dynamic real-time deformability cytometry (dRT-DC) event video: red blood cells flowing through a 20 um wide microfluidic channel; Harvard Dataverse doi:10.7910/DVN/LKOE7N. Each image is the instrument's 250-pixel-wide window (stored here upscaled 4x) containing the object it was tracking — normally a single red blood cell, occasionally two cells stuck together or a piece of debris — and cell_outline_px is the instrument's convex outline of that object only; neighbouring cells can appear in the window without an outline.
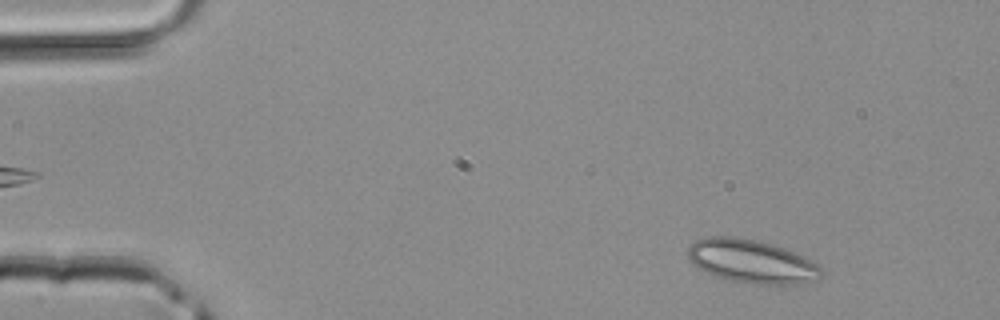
{"species": "common noctule bat (a hibernating species)", "species_latin": "Nyctalus noctula", "temperature_condition": "room temperature", "stored_images_in_passage": 42, "camera_frame_rate_fps": 3000, "um_per_image_px": 0.085, "animal": {"sex": "male", "body_mass_g": 20.4}, "frame": {"image": 1, "passage_image": 3, "time_ms": 0.667, "image_size_px": [1000, 320], "cell_outline_px": [[824, 272], [820, 280], [804, 284], [756, 284], [724, 280], [692, 264], [688, 260], [688, 248], [696, 240], [708, 236], [736, 236], [756, 240], [772, 244], [784, 248], [804, 256], [816, 264]], "centroid_in_image_um": [63.91, 22.23], "position_along_channel_um": 21.1, "area_um2": 34.1}}
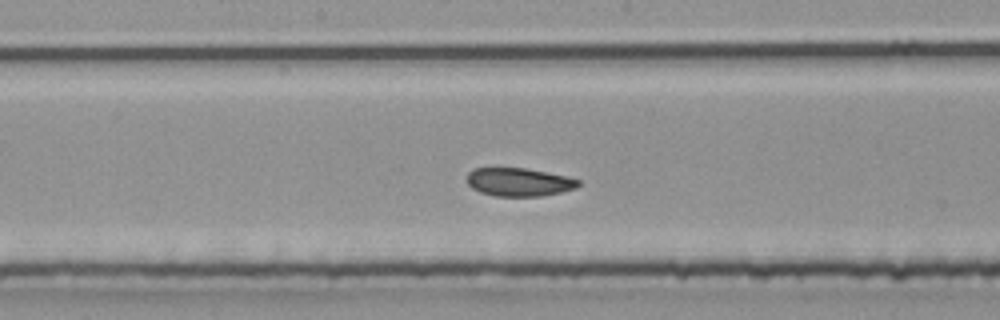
{"frame": {"image": 2, "passage_image": 21, "time_ms": 6.667, "image_size_px": [1000, 320], "cell_outline_px": [[580, 184], [576, 188], [560, 192], [540, 196], [496, 196], [480, 192], [472, 188], [468, 184], [468, 172], [476, 168], [524, 168], [564, 176], [580, 180]], "centroid_in_image_um": [44.1, 15.48], "position_along_channel_um": 204.1, "area_um2": 18.09}}
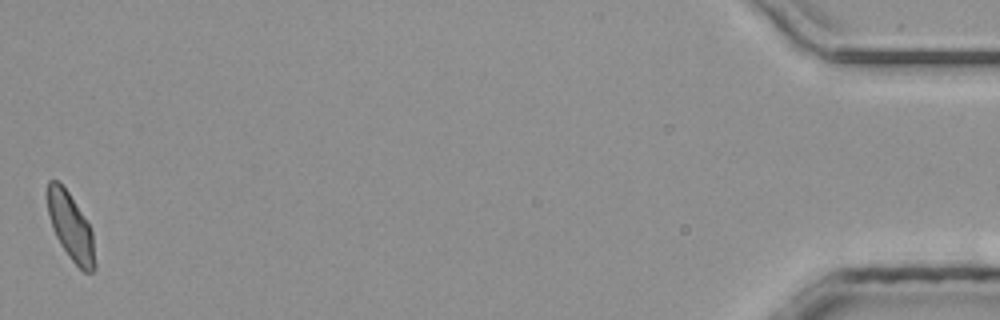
{"frame": {"image": 3, "passage_image": 42, "time_ms": 13.667, "image_size_px": [1000, 320], "cell_outline_px": [[96, 268], [92, 272], [84, 272], [72, 260], [60, 244], [52, 228], [48, 212], [48, 180], [56, 180], [68, 192], [88, 224], [92, 232], [96, 264]], "centroid_in_image_um": [6.02, 19.33], "position_along_channel_um": 429.2, "area_um2": 18.09}}